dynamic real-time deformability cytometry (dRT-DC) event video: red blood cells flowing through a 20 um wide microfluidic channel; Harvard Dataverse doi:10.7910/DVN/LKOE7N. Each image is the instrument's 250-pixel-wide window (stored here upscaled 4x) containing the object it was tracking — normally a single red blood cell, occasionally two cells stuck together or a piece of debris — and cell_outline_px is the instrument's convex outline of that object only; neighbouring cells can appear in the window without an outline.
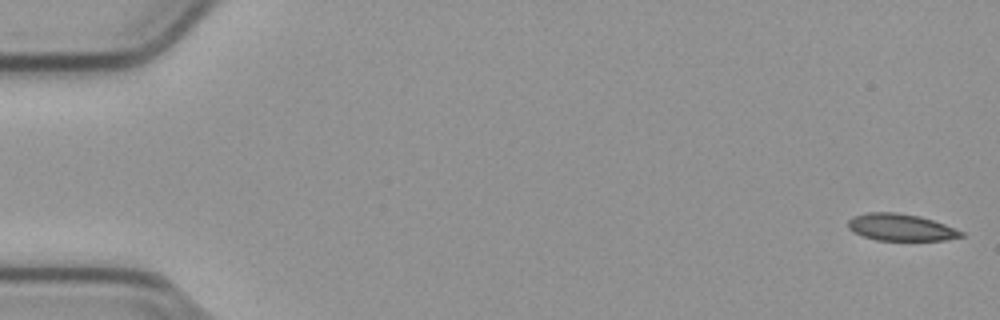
{"species": "common noctule bat (a hibernating species)", "species_latin": "Nyctalus noctula", "temperature_condition": "cold", "stored_images_in_passage": 54, "camera_frame_rate_fps": 3000, "um_per_image_px": 0.085, "animal": {"sex": "male", "body_mass_g": 23.1, "forearm_length_mm": 52.7}, "frame": {"image": 1, "passage_image": 1, "time_ms": 0.0, "image_size_px": [1000, 320], "cell_outline_px": [[964, 236], [944, 240], [876, 240], [864, 236], [848, 228], [848, 220], [852, 216], [868, 212], [896, 212], [920, 216], [944, 224], [964, 232]], "centroid_in_image_um": [76.56, 19.31], "position_along_channel_um": 8.4, "area_um2": 17.63}}
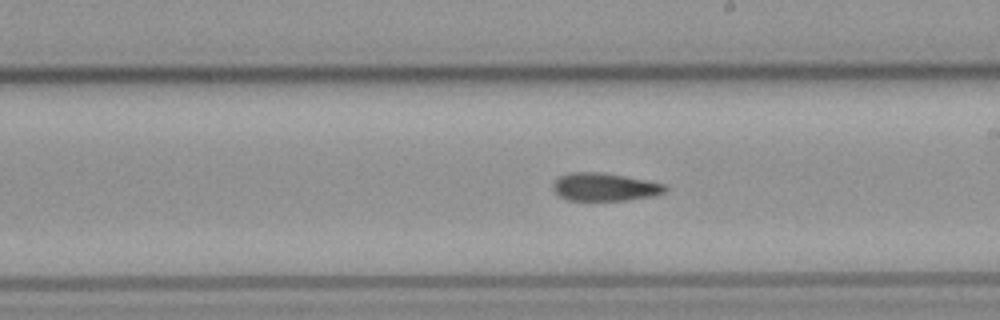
{"frame": {"image": 2, "passage_image": 31, "time_ms": 10.0, "image_size_px": [1000, 320], "cell_outline_px": [[668, 188], [664, 192], [652, 196], [628, 200], [568, 200], [560, 196], [552, 188], [552, 184], [560, 176], [568, 172], [600, 172], [624, 176], [668, 184]], "centroid_in_image_um": [51.41, 15.89], "position_along_channel_um": 237.6, "area_um2": 18.26}}
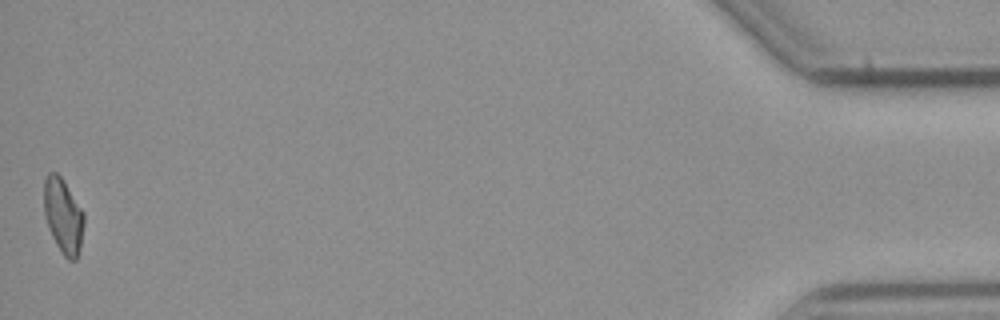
{"frame": {"image": 3, "passage_image": 54, "time_ms": 17.667, "image_size_px": [1000, 320], "cell_outline_px": [[84, 224], [80, 248], [76, 260], [68, 260], [64, 256], [56, 244], [48, 228], [44, 212], [44, 180], [48, 172], [56, 172], [60, 176], [84, 212]], "centroid_in_image_um": [5.37, 18.36], "position_along_channel_um": 429.8, "area_um2": 17.4}, "authors_computed_cell_mechanics": {"area_um2": 18.2937, "velocity_mm_per_s": 3.7955, "shape_relaxation_time_tau1_ms": 6.9054, "shape_relaxation_time_tau2_ms": 5.6711, "deformation_change_tau1": 0.1469, "deformation_change_tau2": 0.1439}}